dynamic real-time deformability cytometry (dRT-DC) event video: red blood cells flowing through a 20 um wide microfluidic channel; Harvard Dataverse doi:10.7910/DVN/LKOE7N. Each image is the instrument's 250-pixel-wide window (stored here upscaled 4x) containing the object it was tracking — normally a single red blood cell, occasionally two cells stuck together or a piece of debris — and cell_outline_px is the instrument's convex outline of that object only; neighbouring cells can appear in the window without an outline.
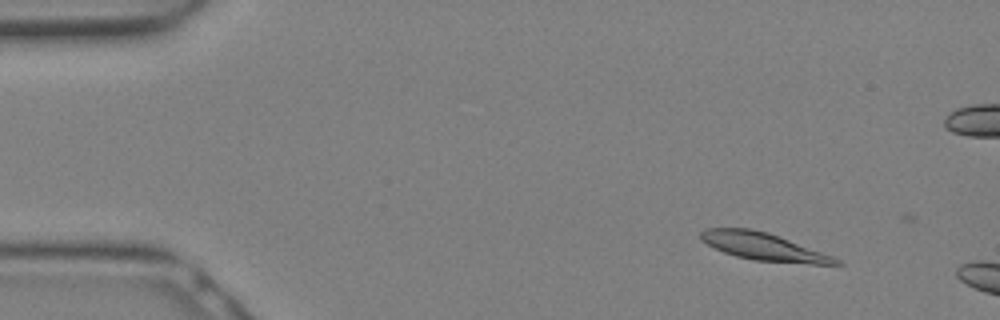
{"species": "Egyptian fruit bat (a non-hibernating species)", "species_latin": "Rousettus aegyptiacus", "temperature_condition": "warm", "stored_images_in_passage": 5, "camera_frame_rate_fps": 3000, "um_per_image_px": 0.085, "animal": {"sex": "female"}, "frame": {"image": 1, "passage_image": 3, "time_ms": 0.667, "image_size_px": [1000, 320], "cell_outline_px": [[844, 264], [812, 264], [752, 260], [736, 256], [724, 252], [700, 240], [700, 232], [704, 228], [748, 228], [768, 232], [832, 256], [840, 260]], "centroid_in_image_um": [64.86, 20.96], "position_along_channel_um": 20.1, "area_um2": 21.44}}